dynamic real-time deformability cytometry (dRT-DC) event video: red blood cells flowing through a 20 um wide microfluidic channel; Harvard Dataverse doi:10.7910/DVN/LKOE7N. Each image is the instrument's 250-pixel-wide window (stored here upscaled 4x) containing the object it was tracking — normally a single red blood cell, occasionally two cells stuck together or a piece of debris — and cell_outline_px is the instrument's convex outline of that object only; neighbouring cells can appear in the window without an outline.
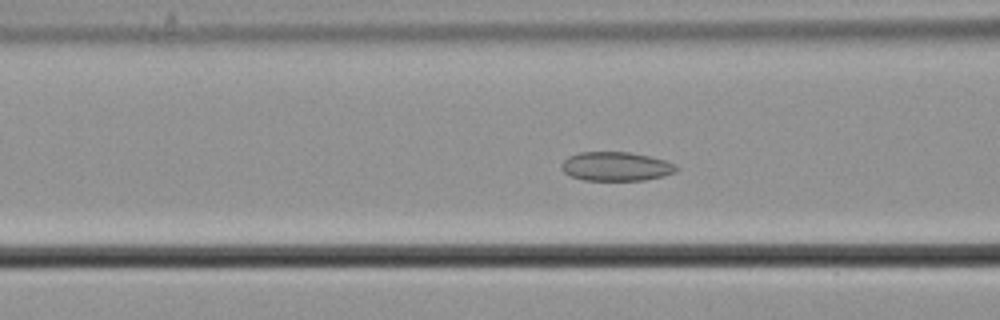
{"species": "common noctule bat (a hibernating species)", "species_latin": "Nyctalus noctula", "temperature_condition": "cold", "stored_images_in_passage": 47, "camera_frame_rate_fps": 3000, "um_per_image_px": 0.085, "animal": {"sex": "male", "body_mass_g": 21.5, "forearm_length_mm": 52.0}, "frame": {"image": 1, "passage_image": 19, "time_ms": 6.0, "image_size_px": [1000, 320], "cell_outline_px": [[680, 168], [676, 172], [664, 176], [644, 180], [584, 180], [572, 176], [564, 172], [560, 168], [560, 164], [568, 156], [580, 152], [628, 152], [648, 156], [664, 160], [676, 164]], "centroid_in_image_um": [52.37, 14.14], "position_along_channel_um": 114.2, "area_um2": 19.48}}
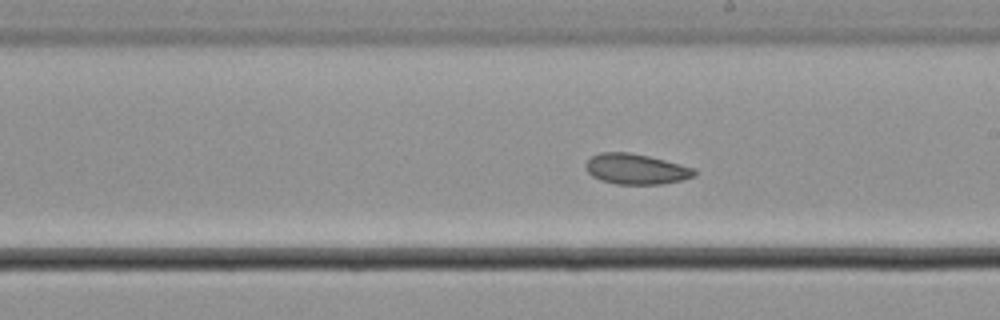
{"frame": {"image": 2, "passage_image": 29, "time_ms": 9.333, "image_size_px": [1000, 320], "cell_outline_px": [[696, 176], [680, 180], [660, 184], [616, 184], [600, 180], [592, 176], [588, 172], [588, 160], [592, 156], [600, 152], [628, 152], [648, 156], [664, 160], [692, 168], [696, 172]], "centroid_in_image_um": [54.05, 14.37], "position_along_channel_um": 235.0, "area_um2": 18.9}}
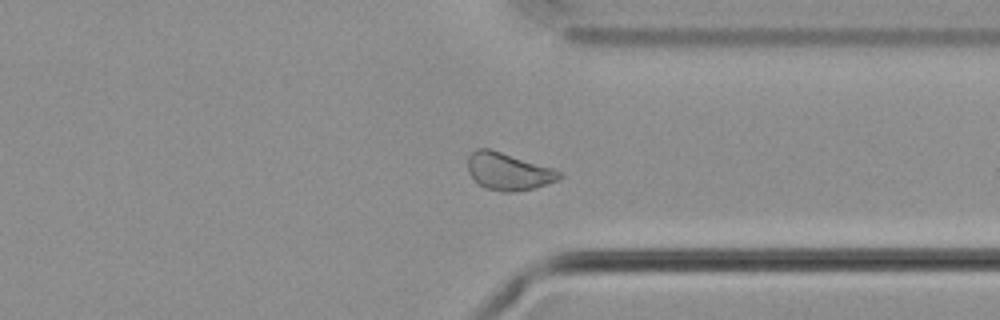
{"frame": {"image": 3, "passage_image": 40, "time_ms": 13.0, "image_size_px": [1000, 320], "cell_outline_px": [[564, 176], [556, 180], [532, 188], [512, 192], [500, 192], [484, 188], [468, 172], [468, 156], [476, 148], [488, 148], [552, 168], [564, 172]], "centroid_in_image_um": [43.19, 14.57], "position_along_channel_um": 368.2, "area_um2": 19.65}, "authors_computed_cell_mechanics": {"area_um2": 19.8254, "velocity_mm_per_s": 3.6228, "shape_relaxation_time_tau1_ms": 4.3152, "shape_relaxation_time_tau2_ms": 2.2034, "deformation_change_tau1": 0.0397, "deformation_change_tau2": 0.0564}}